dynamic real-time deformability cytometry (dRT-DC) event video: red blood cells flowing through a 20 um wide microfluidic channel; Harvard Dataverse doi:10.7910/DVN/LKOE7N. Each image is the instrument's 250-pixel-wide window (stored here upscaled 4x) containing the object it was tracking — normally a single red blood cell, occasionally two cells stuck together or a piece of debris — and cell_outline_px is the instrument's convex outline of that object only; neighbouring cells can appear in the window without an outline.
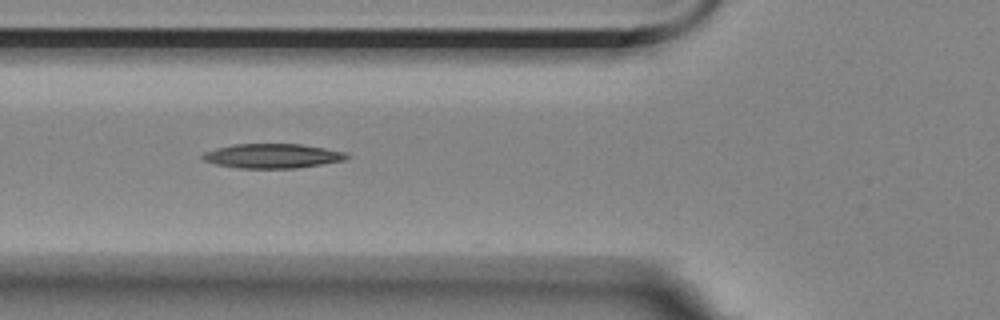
{"species": "Egyptian fruit bat (a non-hibernating species)", "species_latin": "Rousettus aegyptiacus", "temperature_condition": "room temperature", "stored_images_in_passage": 7, "camera_frame_rate_fps": 3000, "um_per_image_px": 0.085, "animal": {"sex": "female"}, "frame": {"image": 1, "passage_image": 6, "time_ms": 5.667, "image_size_px": [1000, 320], "cell_outline_px": [[352, 156], [344, 160], [296, 168], [240, 168], [216, 164], [204, 160], [200, 156], [204, 152], [216, 148], [236, 144], [300, 144], [324, 148], [344, 152]], "centroid_in_image_um": [23.15, 13.25], "position_along_channel_um": 102.7, "area_um2": 20.35}}
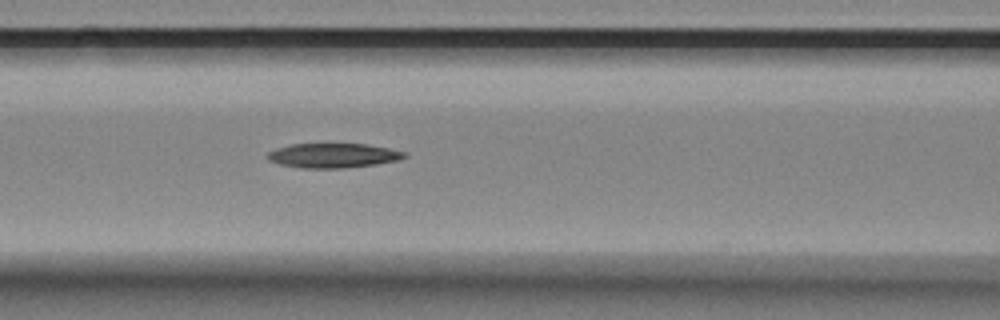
{"frame": {"image": 2, "passage_image": 7, "time_ms": 6.667, "image_size_px": [1000, 320], "cell_outline_px": [[408, 156], [400, 160], [376, 164], [344, 168], [300, 168], [280, 164], [268, 160], [264, 156], [268, 152], [276, 148], [292, 144], [364, 144], [388, 148], [408, 152]], "centroid_in_image_um": [28.32, 13.22], "position_along_channel_um": 138.3, "area_um2": 19.71}}